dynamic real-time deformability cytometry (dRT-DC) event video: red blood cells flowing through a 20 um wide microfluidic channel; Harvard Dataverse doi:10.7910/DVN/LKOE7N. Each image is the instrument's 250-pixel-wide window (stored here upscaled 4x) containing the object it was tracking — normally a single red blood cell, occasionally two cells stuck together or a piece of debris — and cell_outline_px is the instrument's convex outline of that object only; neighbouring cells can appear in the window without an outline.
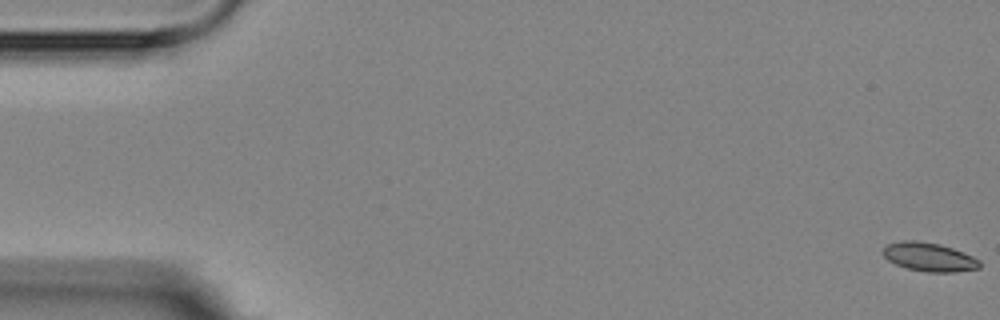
{"species": "Egyptian fruit bat (a non-hibernating species)", "species_latin": "Rousettus aegyptiacus", "temperature_condition": "room temperature", "stored_images_in_passage": 4, "camera_frame_rate_fps": 3000, "um_per_image_px": 0.085, "animal": {"sex": "female"}, "frame": {"image": 1, "passage_image": 1, "time_ms": 0.0, "image_size_px": [1000, 320], "cell_outline_px": [[980, 268], [956, 272], [928, 272], [908, 268], [896, 264], [888, 260], [884, 256], [884, 248], [888, 244], [904, 240], [916, 240], [940, 244], [952, 248], [972, 256], [980, 260]], "centroid_in_image_um": [79.0, 21.84], "position_along_channel_um": 6.0, "area_um2": 16.01}}